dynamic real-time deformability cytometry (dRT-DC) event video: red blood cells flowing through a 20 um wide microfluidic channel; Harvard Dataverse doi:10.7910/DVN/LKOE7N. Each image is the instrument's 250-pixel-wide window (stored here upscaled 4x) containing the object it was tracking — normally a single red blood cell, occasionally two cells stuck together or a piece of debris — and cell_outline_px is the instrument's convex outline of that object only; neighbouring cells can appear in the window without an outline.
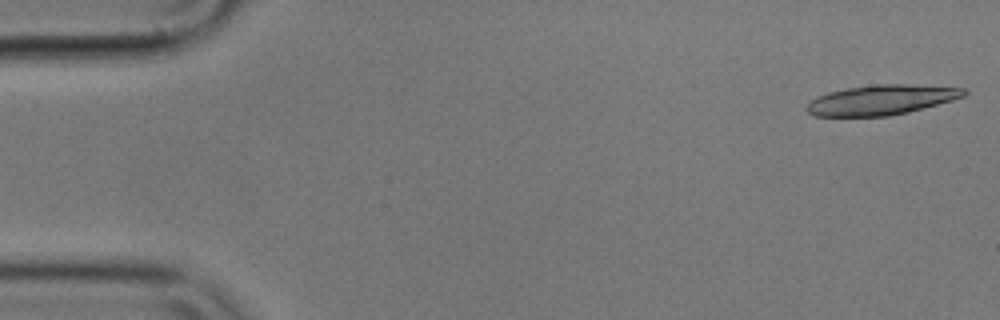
{"species": "common noctule bat (a hibernating species)", "species_latin": "Nyctalus noctula", "temperature_condition": "cold", "stored_images_in_passage": 17, "camera_frame_rate_fps": 3000, "um_per_image_px": 0.085, "animal": {"sex": "male", "body_mass_g": 17.9}, "frame": {"image": 1, "passage_image": 1, "time_ms": 0.0, "image_size_px": [1000, 320], "cell_outline_px": [[968, 92], [964, 96], [952, 100], [908, 112], [888, 116], [812, 116], [804, 108], [812, 100], [828, 92], [848, 88], [876, 84], [908, 84], [964, 88]], "centroid_in_image_um": [74.91, 8.49], "position_along_channel_um": 10.1, "area_um2": 27.22}}